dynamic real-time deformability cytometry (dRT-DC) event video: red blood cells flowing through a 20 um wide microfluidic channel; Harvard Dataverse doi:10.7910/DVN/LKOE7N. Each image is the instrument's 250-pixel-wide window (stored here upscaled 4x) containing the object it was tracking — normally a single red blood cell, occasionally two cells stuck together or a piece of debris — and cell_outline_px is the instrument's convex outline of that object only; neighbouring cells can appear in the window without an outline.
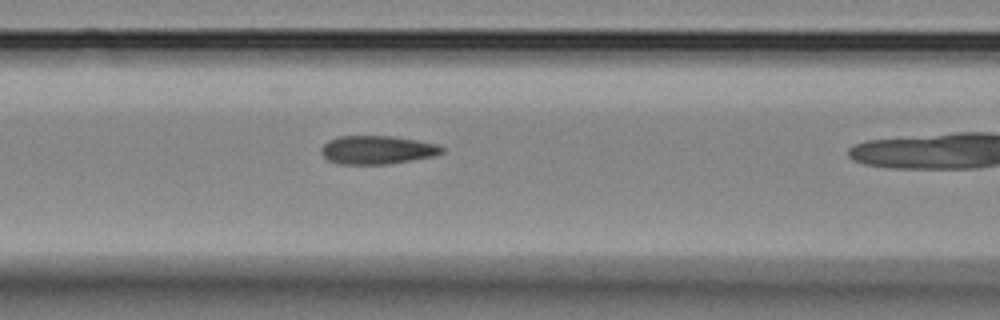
{"species": "Egyptian fruit bat (a non-hibernating species)", "species_latin": "Rousettus aegyptiacus", "temperature_condition": "room temperature", "stored_images_in_passage": 6, "camera_frame_rate_fps": 3000, "um_per_image_px": 0.085, "animal": {"sex": "female"}, "frame": {"image": 1, "passage_image": 5, "time_ms": 5.667, "image_size_px": [1000, 320], "cell_outline_px": [[444, 152], [436, 156], [388, 164], [340, 164], [328, 160], [320, 152], [320, 148], [328, 140], [336, 136], [392, 136], [440, 144], [444, 148]], "centroid_in_image_um": [32.08, 12.74], "position_along_channel_um": 134.5, "area_um2": 20.23}}